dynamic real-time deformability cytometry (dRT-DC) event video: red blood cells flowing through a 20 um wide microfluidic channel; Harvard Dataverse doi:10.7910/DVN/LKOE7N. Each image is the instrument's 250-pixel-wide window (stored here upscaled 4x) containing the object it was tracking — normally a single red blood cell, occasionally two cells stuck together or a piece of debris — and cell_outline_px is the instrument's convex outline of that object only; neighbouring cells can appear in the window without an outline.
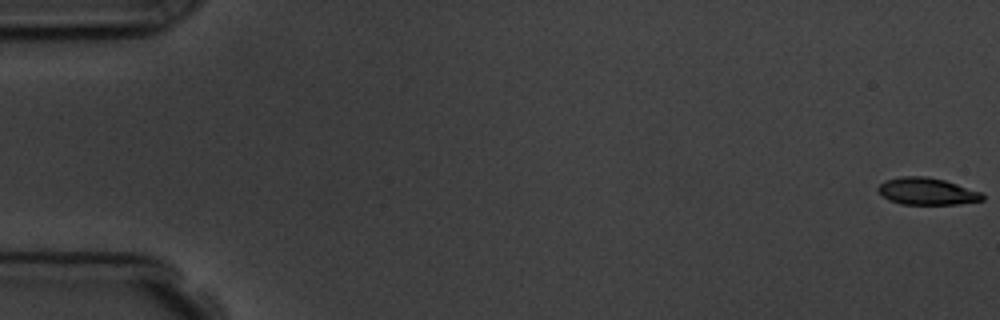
{"species": "common noctule bat (a hibernating species)", "species_latin": "Nyctalus noctula", "temperature_condition": "room temperature", "stored_images_in_passage": 5, "segment_of_instrument_passage": [2, 2], "camera_frame_rate_fps": 3000, "um_per_image_px": 0.085, "animal": {"sex": "male", "body_mass_g": 19.5, "forearm_length_mm": 54.6}, "frame": {"image": 1, "passage_image": 5, "time_ms": 6.333, "image_size_px": [1000, 320], "cell_outline_px": [[984, 200], [960, 204], [900, 204], [888, 200], [876, 188], [884, 180], [900, 176], [928, 176], [944, 180], [980, 192], [984, 196]], "centroid_in_image_um": [78.76, 16.26], "position_along_channel_um": 6.2, "area_um2": 16.42}}